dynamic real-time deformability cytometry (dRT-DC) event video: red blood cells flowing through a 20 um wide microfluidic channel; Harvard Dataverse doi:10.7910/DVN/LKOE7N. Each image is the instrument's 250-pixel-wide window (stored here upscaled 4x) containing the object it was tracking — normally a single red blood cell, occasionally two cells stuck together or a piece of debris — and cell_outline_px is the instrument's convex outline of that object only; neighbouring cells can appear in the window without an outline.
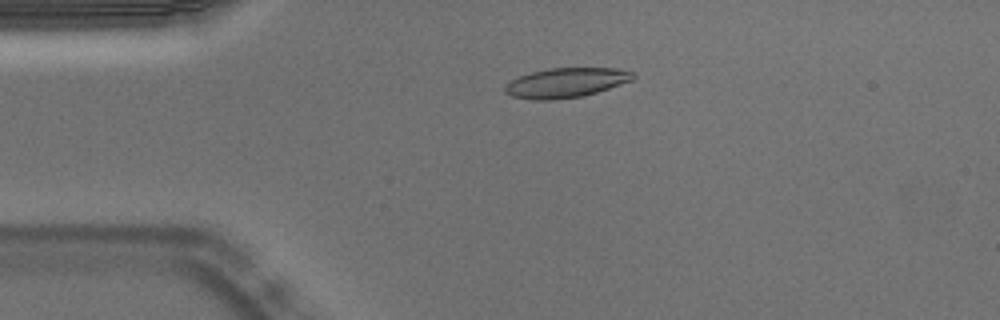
{"species": "Egyptian fruit bat (a non-hibernating species)", "species_latin": "Rousettus aegyptiacus", "temperature_condition": "warm", "stored_images_in_passage": 47, "camera_frame_rate_fps": 3000, "um_per_image_px": 0.085, "animal": {"sex": "male"}, "frame": {"image": 1, "passage_image": 5, "time_ms": 1.333, "image_size_px": [1000, 320], "cell_outline_px": [[636, 76], [632, 80], [596, 92], [580, 96], [552, 100], [536, 100], [512, 96], [504, 92], [504, 84], [520, 76], [532, 72], [548, 68], [616, 68], [632, 72]], "centroid_in_image_um": [48.08, 7.03], "position_along_channel_um": 36.9, "area_um2": 21.91}}
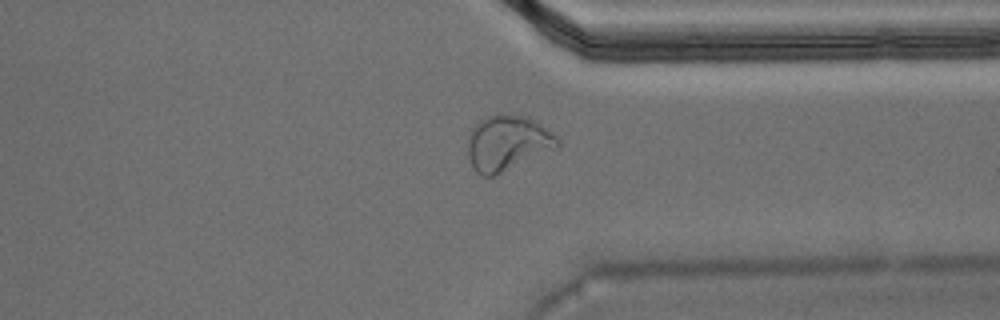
{"frame": {"image": 2, "passage_image": 34, "time_ms": 11.0, "image_size_px": [1000, 320], "cell_outline_px": [[560, 144], [556, 148], [492, 176], [484, 176], [476, 172], [472, 168], [468, 160], [468, 136], [472, 128], [484, 116], [496, 112], [508, 112], [528, 116], [552, 132], [560, 140]], "centroid_in_image_um": [43.1, 12.1], "position_along_channel_um": 368.3, "area_um2": 29.19}}
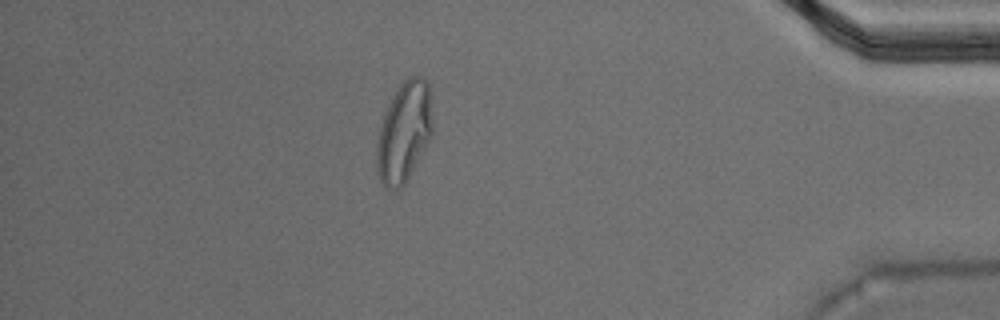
{"frame": {"image": 3, "passage_image": 40, "time_ms": 13.0, "image_size_px": [1000, 320], "cell_outline_px": [[432, 136], [404, 184], [396, 192], [384, 188], [380, 180], [376, 168], [376, 148], [380, 128], [384, 116], [392, 96], [400, 84], [408, 76], [424, 76], [428, 80], [432, 120]], "centroid_in_image_um": [34.34, 11.24], "position_along_channel_um": 400.9, "area_um2": 32.66}, "authors_computed_cell_mechanics": {"area_um2": 22.7732, "velocity_mm_per_s": 3.7349, "shape_relaxation_time_tau1_ms": 10.4305, "shape_relaxation_time_tau2_ms": 1.3637, "deformation_change_tau1": 0.304, "deformation_change_tau2": 0.0836}}